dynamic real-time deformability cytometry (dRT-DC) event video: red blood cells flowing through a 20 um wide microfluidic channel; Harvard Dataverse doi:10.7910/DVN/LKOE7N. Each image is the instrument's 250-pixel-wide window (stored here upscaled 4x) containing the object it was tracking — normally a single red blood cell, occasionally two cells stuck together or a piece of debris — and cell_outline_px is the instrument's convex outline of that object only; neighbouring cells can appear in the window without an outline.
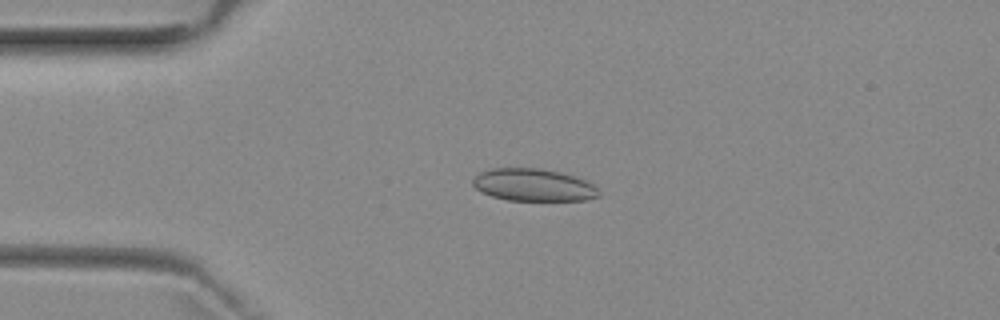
{"species": "common noctule bat (a hibernating species)", "species_latin": "Nyctalus noctula", "temperature_condition": "room temperature", "stored_images_in_passage": 4, "camera_frame_rate_fps": 3000, "um_per_image_px": 0.085, "animal": {"sex": "female", "body_mass_g": 29.2, "forearm_length_mm": 56.3}, "frame": {"image": 1, "passage_image": 3, "time_ms": 2.333, "image_size_px": [1000, 320], "cell_outline_px": [[600, 196], [584, 200], [508, 200], [492, 196], [480, 192], [472, 184], [472, 180], [480, 172], [492, 168], [540, 168], [560, 172], [584, 180], [592, 184], [600, 192]], "centroid_in_image_um": [45.31, 15.72], "position_along_channel_um": 39.7, "area_um2": 23.64}}